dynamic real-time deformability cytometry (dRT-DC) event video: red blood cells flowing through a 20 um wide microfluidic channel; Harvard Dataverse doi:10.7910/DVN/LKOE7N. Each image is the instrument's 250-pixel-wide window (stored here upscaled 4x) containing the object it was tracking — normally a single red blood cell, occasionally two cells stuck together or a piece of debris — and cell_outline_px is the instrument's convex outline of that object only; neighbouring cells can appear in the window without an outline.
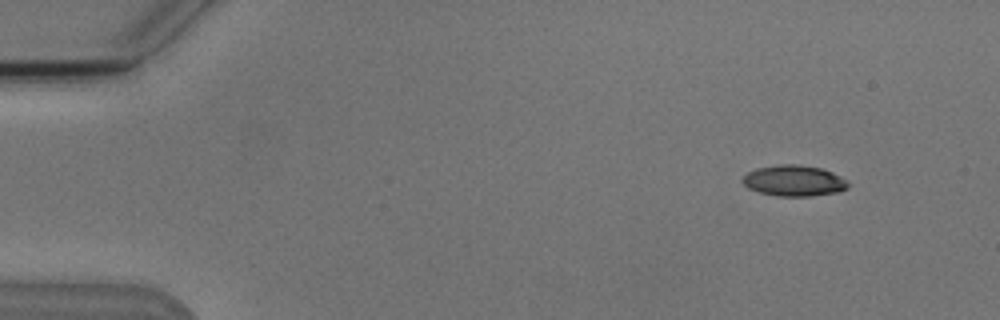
{"species": "Egyptian fruit bat (a non-hibernating species)", "species_latin": "Rousettus aegyptiacus", "temperature_condition": "cold", "stored_images_in_passage": 4, "camera_frame_rate_fps": 3000, "um_per_image_px": 0.085, "animal": {"sex": "male"}, "frame": {"image": 1, "passage_image": 1, "time_ms": 0.0, "image_size_px": [1000, 320], "cell_outline_px": [[848, 188], [840, 192], [812, 196], [776, 196], [760, 192], [748, 188], [740, 180], [748, 172], [756, 168], [780, 164], [800, 164], [820, 168], [832, 172], [840, 176], [848, 184]], "centroid_in_image_um": [67.48, 15.36], "position_along_channel_um": 17.5, "area_um2": 19.07}}
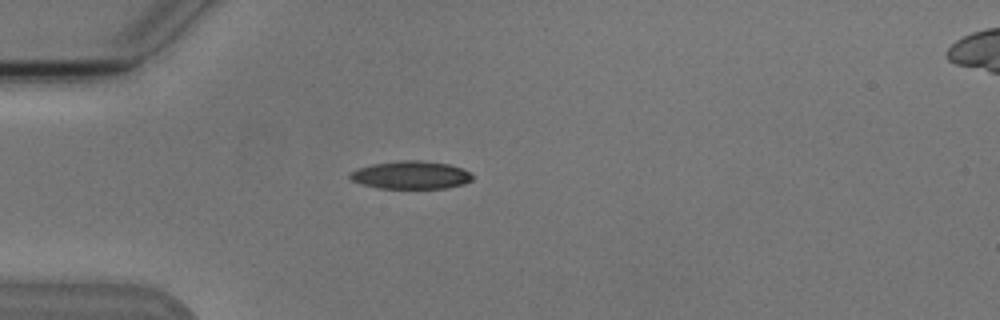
{"frame": {"image": 2, "passage_image": 4, "time_ms": 3.333, "image_size_px": [1000, 320], "cell_outline_px": [[472, 180], [464, 184], [444, 188], [380, 188], [360, 184], [352, 180], [348, 176], [356, 168], [372, 164], [404, 160], [416, 160], [448, 164], [464, 168], [472, 176]], "centroid_in_image_um": [34.91, 14.88], "position_along_channel_um": 50.1, "area_um2": 19.83}}